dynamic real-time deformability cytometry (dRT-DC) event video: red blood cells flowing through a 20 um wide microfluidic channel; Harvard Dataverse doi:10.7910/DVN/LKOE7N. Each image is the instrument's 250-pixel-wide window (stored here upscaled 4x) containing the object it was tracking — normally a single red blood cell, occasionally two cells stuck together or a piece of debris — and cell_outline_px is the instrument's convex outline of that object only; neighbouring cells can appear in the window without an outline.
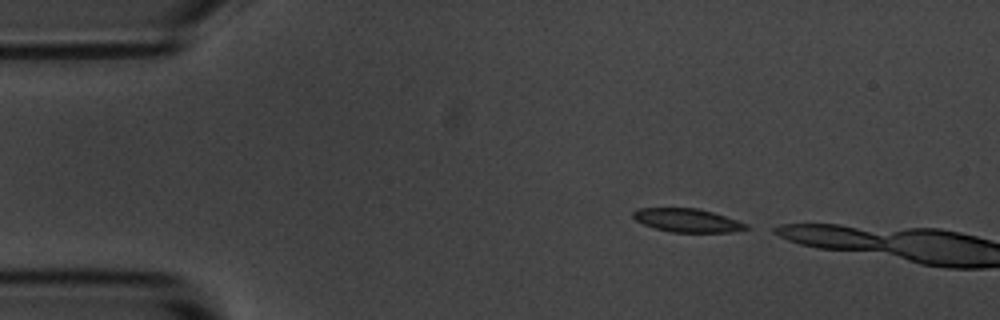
{"species": "common noctule bat (a hibernating species)", "species_latin": "Nyctalus noctula", "temperature_condition": "room temperature", "stored_images_in_passage": 2, "camera_frame_rate_fps": 3000, "um_per_image_px": 0.085, "animal": {"sex": "male", "body_mass_g": 20.1, "forearm_length_mm": 53.5}, "frame": {"image": 1, "passage_image": 1, "time_ms": 0.0, "image_size_px": [1000, 320], "cell_outline_px": [[752, 228], [732, 232], [672, 232], [656, 228], [644, 224], [636, 220], [632, 216], [632, 212], [636, 208], [700, 208], [748, 224]], "centroid_in_image_um": [58.43, 18.72], "position_along_channel_um": 26.6, "area_um2": 15.43}}